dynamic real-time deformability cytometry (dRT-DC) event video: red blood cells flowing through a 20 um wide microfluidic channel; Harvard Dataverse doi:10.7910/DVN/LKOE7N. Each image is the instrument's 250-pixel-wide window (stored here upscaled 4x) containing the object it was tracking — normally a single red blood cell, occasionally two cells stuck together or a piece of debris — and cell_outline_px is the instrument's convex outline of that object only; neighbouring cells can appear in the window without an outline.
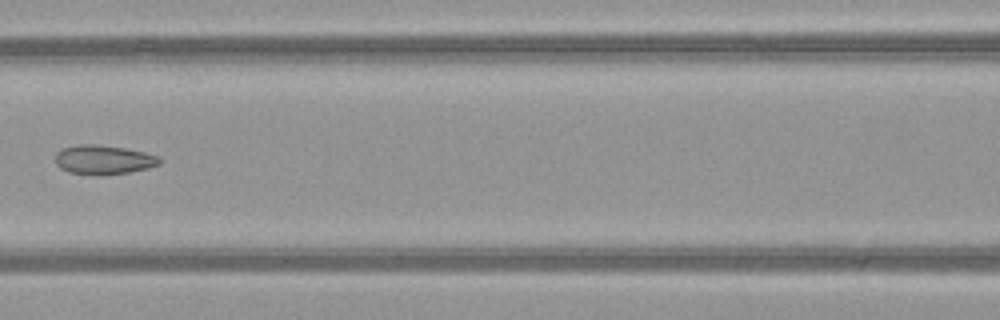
{"species": "common noctule bat (a hibernating species)", "species_latin": "Nyctalus noctula", "temperature_condition": "warm", "stored_images_in_passage": 7, "camera_frame_rate_fps": 3000, "um_per_image_px": 0.085, "animal": {"sex": "female", "body_mass_g": 21.9}, "frame": {"image": 1, "passage_image": 7, "time_ms": 2.0, "image_size_px": [1000, 320], "cell_outline_px": [[160, 164], [148, 168], [128, 172], [100, 176], [68, 172], [60, 168], [56, 164], [56, 152], [60, 148], [76, 144], [96, 144], [124, 148], [144, 152], [160, 156]], "centroid_in_image_um": [8.77, 13.57], "position_along_channel_um": 157.8, "area_um2": 17.98}}